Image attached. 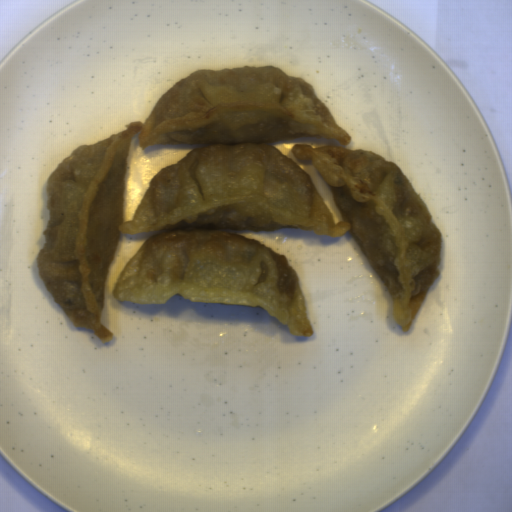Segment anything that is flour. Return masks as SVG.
<instances>
[{
  "mask_svg": "<svg viewBox=\"0 0 512 512\" xmlns=\"http://www.w3.org/2000/svg\"><path fill=\"white\" fill-rule=\"evenodd\" d=\"M82 144L46 183L50 212L36 257L49 294L74 328L104 345L108 268L121 234L158 232L124 265L118 302L259 306L291 336L315 334L296 270L285 254L234 231H349L392 294L408 332L441 275L442 236L398 165L364 149L295 144L311 160L343 218L336 223L311 176L267 143L351 135L300 76L278 67L196 69L172 84L145 123Z\"/></svg>",
  "mask_w": 512,
  "mask_h": 512,
  "instance_id": "c2a2500e",
  "label": "flour"
}]
</instances>
